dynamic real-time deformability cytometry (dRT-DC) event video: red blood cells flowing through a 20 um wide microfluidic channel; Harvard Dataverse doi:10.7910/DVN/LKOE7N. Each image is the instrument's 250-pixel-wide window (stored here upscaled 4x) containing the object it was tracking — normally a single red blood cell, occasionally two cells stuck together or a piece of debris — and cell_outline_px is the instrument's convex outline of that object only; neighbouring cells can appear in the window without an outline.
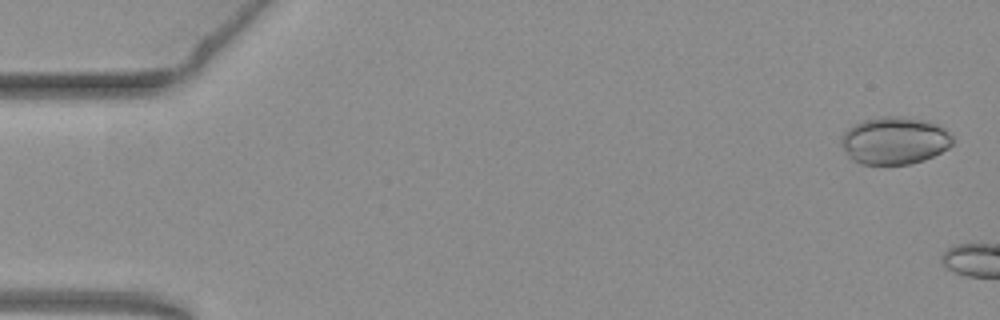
{"species": "common noctule bat (a hibernating species)", "species_latin": "Nyctalus noctula", "temperature_condition": "warm", "stored_images_in_passage": 6, "camera_frame_rate_fps": 3000, "um_per_image_px": 0.085, "animal": {"sex": "female", "body_mass_g": 19.3, "forearm_length_mm": 54.1}, "frame": {"image": 1, "passage_image": 2, "time_ms": 0.333, "image_size_px": [1000, 320], "cell_outline_px": [[952, 144], [948, 148], [924, 160], [908, 164], [860, 164], [852, 160], [848, 156], [840, 144], [840, 136], [852, 124], [864, 120], [884, 116], [900, 116], [920, 120], [936, 124], [944, 128], [952, 136]], "centroid_in_image_um": [75.98, 11.95], "position_along_channel_um": 9.0, "area_um2": 30.75}}